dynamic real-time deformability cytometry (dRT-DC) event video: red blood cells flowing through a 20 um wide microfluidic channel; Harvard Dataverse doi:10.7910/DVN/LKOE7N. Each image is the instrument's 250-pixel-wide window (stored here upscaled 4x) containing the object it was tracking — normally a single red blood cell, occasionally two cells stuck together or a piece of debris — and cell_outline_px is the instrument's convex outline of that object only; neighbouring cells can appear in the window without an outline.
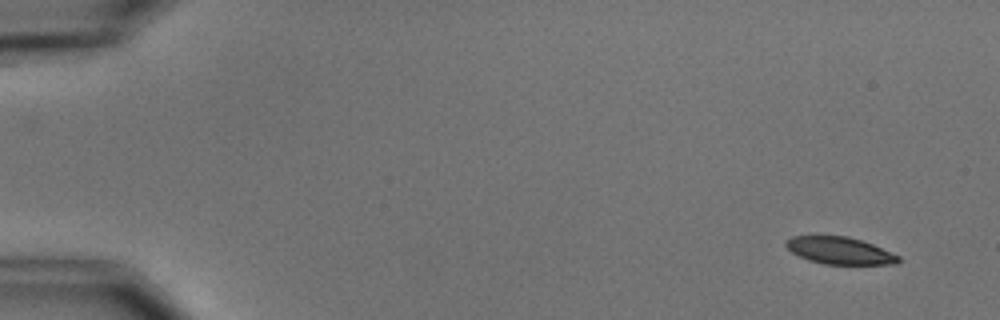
{"species": "common noctule bat (a hibernating species)", "species_latin": "Nyctalus noctula", "temperature_condition": "cold", "stored_images_in_passage": 4, "camera_frame_rate_fps": 3000, "um_per_image_px": 0.085, "animal": {"sex": "male", "body_mass_g": 15.6}, "frame": {"image": 1, "passage_image": 1, "time_ms": 0.0, "image_size_px": [1000, 320], "cell_outline_px": [[900, 260], [896, 264], [824, 264], [808, 260], [792, 252], [784, 244], [784, 240], [792, 236], [848, 236], [872, 244], [900, 256]], "centroid_in_image_um": [71.35, 21.3], "position_along_channel_um": 13.6, "area_um2": 17.69}}
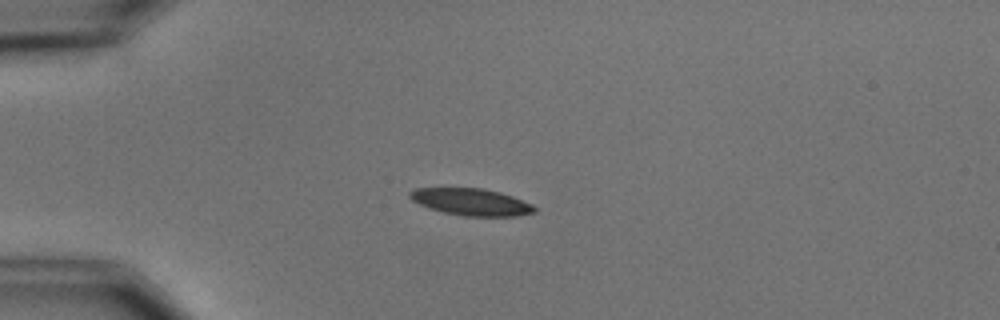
{"frame": {"image": 2, "passage_image": 4, "time_ms": 3.667, "image_size_px": [1000, 320], "cell_outline_px": [[536, 212], [516, 216], [464, 216], [444, 212], [420, 204], [412, 200], [408, 196], [408, 192], [416, 188], [484, 188], [500, 192], [512, 196], [532, 204], [536, 208]], "centroid_in_image_um": [40.07, 17.16], "position_along_channel_um": 44.9, "area_um2": 19.48}}